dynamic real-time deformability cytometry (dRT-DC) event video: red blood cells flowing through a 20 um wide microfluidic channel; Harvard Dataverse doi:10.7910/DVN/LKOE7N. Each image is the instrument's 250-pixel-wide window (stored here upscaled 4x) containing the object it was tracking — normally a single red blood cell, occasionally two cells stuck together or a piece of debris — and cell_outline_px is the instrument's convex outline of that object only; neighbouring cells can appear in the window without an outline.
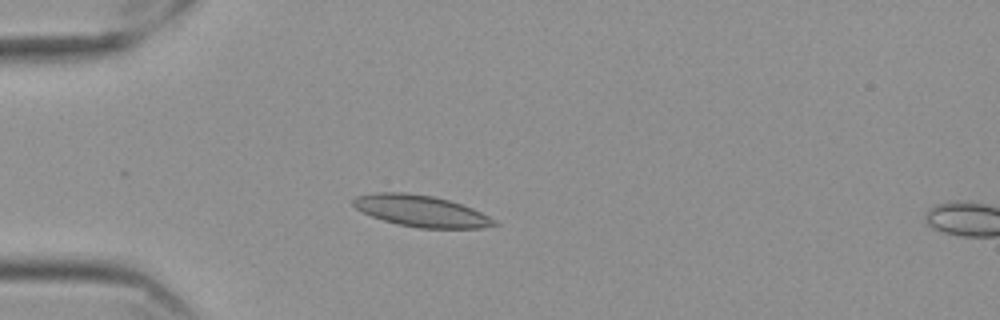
{"species": "Egyptian fruit bat (a non-hibernating species)", "species_latin": "Rousettus aegyptiacus", "temperature_condition": "cold", "stored_images_in_passage": 55, "camera_frame_rate_fps": 3000, "um_per_image_px": 0.085, "frame": {"image": 1, "passage_image": 13, "time_ms": 4.0, "image_size_px": [1000, 320], "cell_outline_px": [[500, 224], [480, 228], [420, 228], [396, 224], [372, 216], [356, 208], [352, 204], [352, 200], [356, 196], [376, 192], [404, 192], [432, 196], [448, 200], [472, 208], [496, 220]], "centroid_in_image_um": [35.78, 17.93], "position_along_channel_um": 49.2, "area_um2": 25.66}}
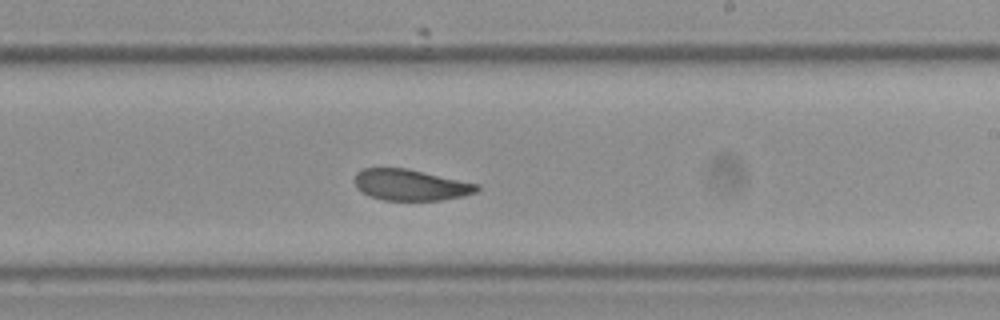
{"frame": {"image": 2, "passage_image": 32, "time_ms": 10.333, "image_size_px": [1000, 320], "cell_outline_px": [[480, 188], [476, 192], [464, 196], [440, 200], [384, 200], [368, 196], [356, 188], [356, 172], [364, 168], [404, 168], [480, 184]], "centroid_in_image_um": [34.91, 15.73], "position_along_channel_um": 254.1, "area_um2": 22.08}}
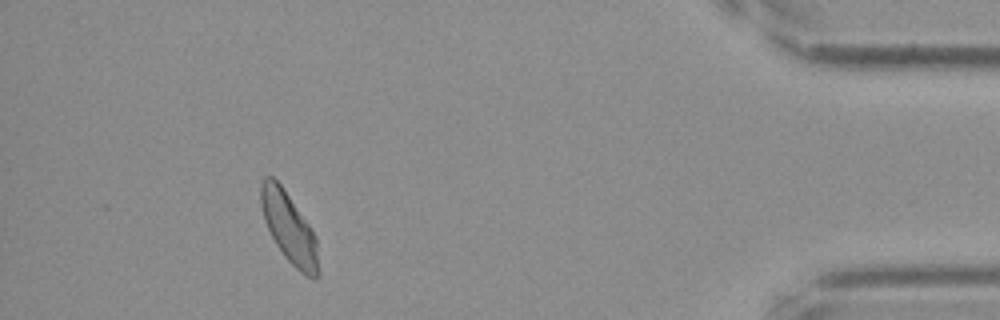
{"frame": {"image": 3, "passage_image": 50, "time_ms": 16.333, "image_size_px": [1000, 320], "cell_outline_px": [[320, 276], [312, 280], [300, 272], [284, 256], [276, 244], [264, 220], [260, 204], [260, 184], [264, 176], [272, 176], [280, 184], [312, 228], [316, 236], [320, 272]], "centroid_in_image_um": [24.59, 19.4], "position_along_channel_um": 410.6, "area_um2": 23.76}, "authors_computed_cell_mechanics": {"area_um2": 23.6402, "velocity_mm_per_s": 3.4978, "shape_relaxation_time_tau1_ms": null, "shape_relaxation_time_tau2_ms": 3.6715, "deformation_change_tau1": null, "deformation_change_tau2": 0.0899}}